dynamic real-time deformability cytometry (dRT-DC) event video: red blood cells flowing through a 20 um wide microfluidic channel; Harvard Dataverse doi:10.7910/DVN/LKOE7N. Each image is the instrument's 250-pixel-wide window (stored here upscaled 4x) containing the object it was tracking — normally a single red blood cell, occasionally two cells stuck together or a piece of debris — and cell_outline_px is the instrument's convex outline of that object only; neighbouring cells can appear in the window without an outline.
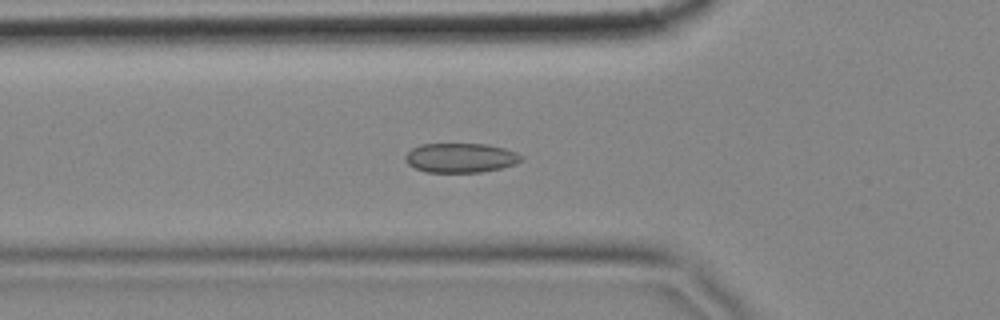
{"species": "common noctule bat (a hibernating species)", "species_latin": "Nyctalus noctula", "temperature_condition": "cold", "stored_images_in_passage": 57, "camera_frame_rate_fps": 3000, "um_per_image_px": 0.085, "animal": {"sex": "female", "body_mass_g": 18.4}, "frame": {"image": 1, "passage_image": 19, "time_ms": 6.0, "image_size_px": [1000, 320], "cell_outline_px": [[524, 156], [516, 164], [500, 168], [480, 172], [428, 172], [416, 168], [408, 164], [404, 160], [408, 152], [412, 148], [420, 144], [488, 144], [504, 148], [516, 152]], "centroid_in_image_um": [39.16, 13.41], "position_along_channel_um": 86.6, "area_um2": 19.83}}
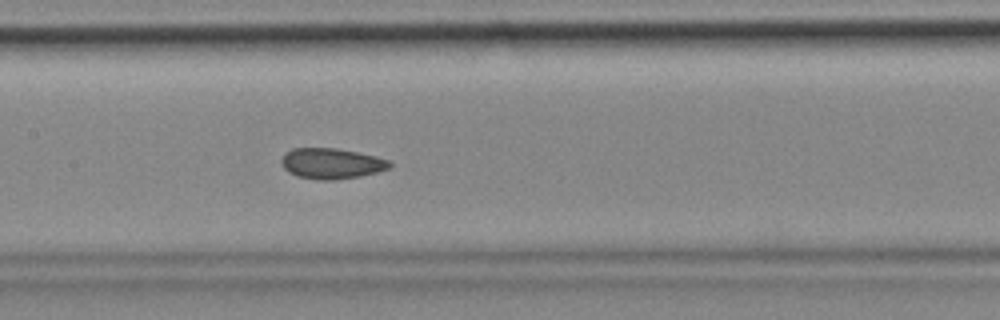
{"frame": {"image": 2, "passage_image": 27, "time_ms": 8.667, "image_size_px": [1000, 320], "cell_outline_px": [[392, 164], [388, 168], [376, 172], [360, 176], [332, 180], [320, 180], [296, 176], [288, 172], [280, 164], [280, 160], [284, 152], [292, 148], [336, 148], [376, 156], [392, 160]], "centroid_in_image_um": [28.14, 13.89], "position_along_channel_um": 179.3, "area_um2": 19.48}}
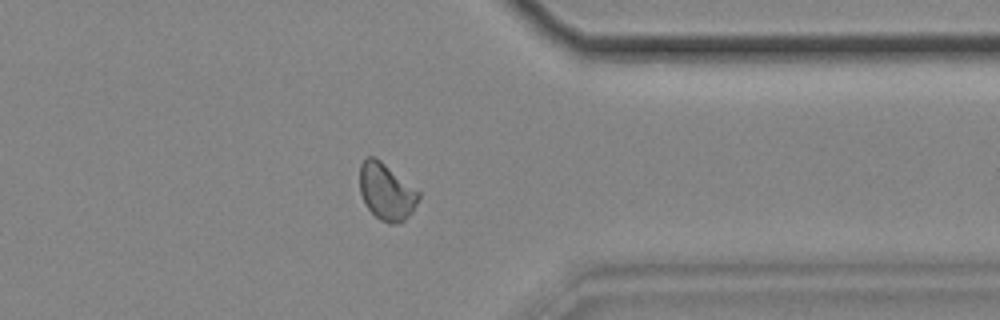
{"frame": {"image": 3, "passage_image": 45, "time_ms": 14.667, "image_size_px": [1000, 320], "cell_outline_px": [[420, 196], [412, 212], [404, 220], [396, 224], [388, 224], [380, 220], [364, 204], [360, 192], [360, 164], [368, 156], [376, 156], [420, 192]], "centroid_in_image_um": [32.83, 16.29], "position_along_channel_um": 378.6, "area_um2": 19.54}, "authors_computed_cell_mechanics": {"area_um2": 19.5364, "velocity_mm_per_s": 3.4673, "shape_relaxation_time_tau1_ms": null, "shape_relaxation_time_tau2_ms": 1.2799, "deformation_change_tau1": null, "deformation_change_tau2": 0.0499}}